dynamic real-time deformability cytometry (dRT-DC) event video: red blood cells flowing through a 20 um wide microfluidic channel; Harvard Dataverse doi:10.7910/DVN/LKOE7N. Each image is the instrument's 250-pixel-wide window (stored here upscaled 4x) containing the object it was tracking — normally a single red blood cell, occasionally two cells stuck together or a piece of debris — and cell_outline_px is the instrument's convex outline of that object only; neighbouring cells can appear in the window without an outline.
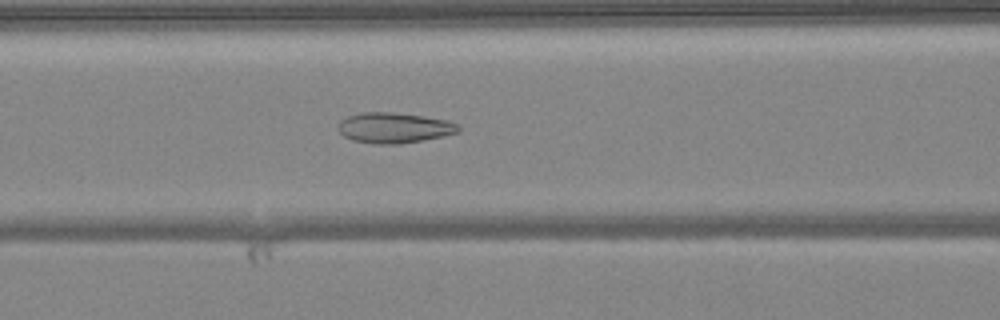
{"species": "common noctule bat (a hibernating species)", "species_latin": "Nyctalus noctula", "temperature_condition": "warm", "stored_images_in_passage": 50, "camera_frame_rate_fps": 3000, "um_per_image_px": 0.085, "animal": {"sex": "female", "body_mass_g": 24.6, "forearm_length_mm": 56.2}, "frame": {"image": 1, "passage_image": 21, "time_ms": 6.667, "image_size_px": [1000, 320], "cell_outline_px": [[460, 132], [444, 136], [396, 144], [372, 144], [352, 140], [344, 136], [336, 128], [340, 120], [348, 116], [360, 112], [392, 112], [424, 116], [448, 120], [460, 124]], "centroid_in_image_um": [33.5, 10.85], "position_along_channel_um": 133.1, "area_um2": 21.56}}
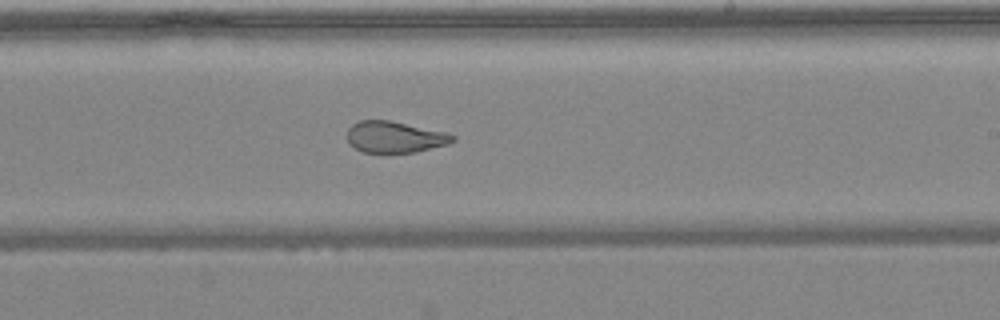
{"frame": {"image": 2, "passage_image": 30, "time_ms": 9.667, "image_size_px": [1000, 320], "cell_outline_px": [[456, 140], [448, 144], [416, 152], [364, 152], [348, 144], [348, 128], [352, 124], [360, 120], [388, 120], [448, 132], [456, 136]], "centroid_in_image_um": [33.58, 11.64], "position_along_channel_um": 255.4, "area_um2": 19.31}}
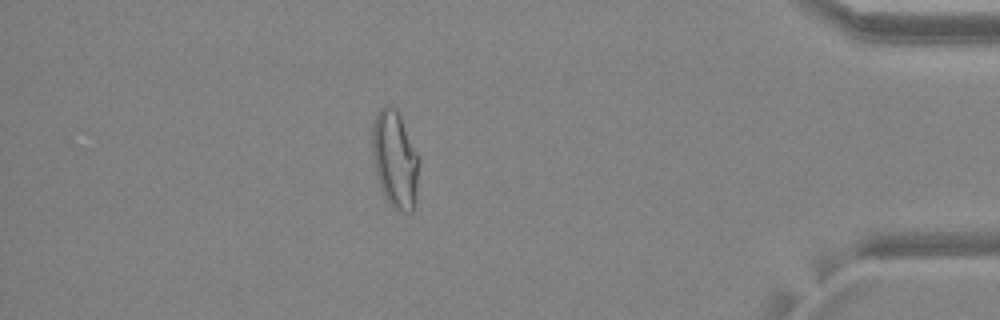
{"frame": {"image": 3, "passage_image": 44, "time_ms": 14.333, "image_size_px": [1000, 320], "cell_outline_px": [[420, 156], [416, 204], [412, 212], [396, 212], [388, 204], [384, 196], [376, 176], [372, 156], [372, 128], [376, 116], [380, 108], [384, 104], [388, 104], [396, 108]], "centroid_in_image_um": [33.59, 13.6], "position_along_channel_um": 401.6, "area_um2": 27.22}, "authors_computed_cell_mechanics": {"area_um2": 25.0563, "velocity_mm_per_s": 4.0832, "shape_relaxation_time_tau1_ms": null, "shape_relaxation_time_tau2_ms": 1.1562, "deformation_change_tau1": null, "deformation_change_tau2": 0.0766}}